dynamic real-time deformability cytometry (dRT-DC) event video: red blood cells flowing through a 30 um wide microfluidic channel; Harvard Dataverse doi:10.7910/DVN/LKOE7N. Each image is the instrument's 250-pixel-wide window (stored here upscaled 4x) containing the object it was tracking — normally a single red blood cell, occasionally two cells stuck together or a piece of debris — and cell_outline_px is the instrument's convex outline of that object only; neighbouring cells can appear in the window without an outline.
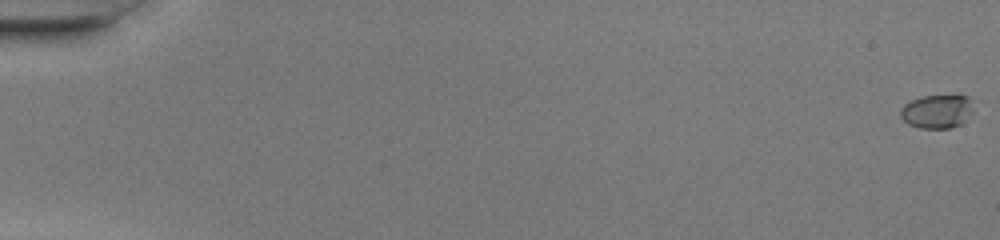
{"species": "common noctule bat (a hibernating species)", "species_latin": "Nyctalus noctula", "temperature_condition": "warm", "stored_images_in_passage": 51, "camera_frame_rate_fps": 3000, "um_per_image_px": 0.085, "animal": {"sex": "female", "body_mass_g": 20.0, "forearm_length_mm": 54.0}, "frame": {"image": 1, "passage_image": 1, "time_ms": 0.0, "image_size_px": [1000, 240], "cell_outline_px": [[972, 112], [960, 124], [948, 128], [920, 128], [908, 124], [900, 116], [900, 108], [904, 104], [920, 96], [952, 92], [956, 92], [968, 96]], "centroid_in_image_um": [79.63, 9.4], "position_along_channel_um": 5.4, "area_um2": 14.74}}
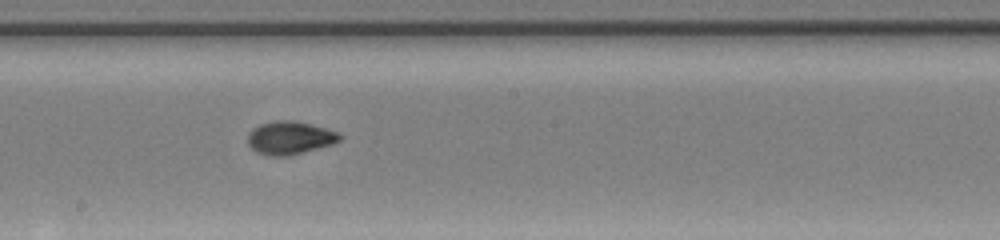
{"frame": {"image": 2, "passage_image": 30, "time_ms": 9.667, "image_size_px": [1000, 240], "cell_outline_px": [[344, 136], [340, 140], [332, 144], [288, 156], [272, 156], [256, 152], [248, 144], [248, 132], [252, 128], [260, 124], [276, 120], [292, 120], [324, 128], [336, 132]], "centroid_in_image_um": [24.6, 11.71], "position_along_channel_um": 223.6, "area_um2": 17.57}}
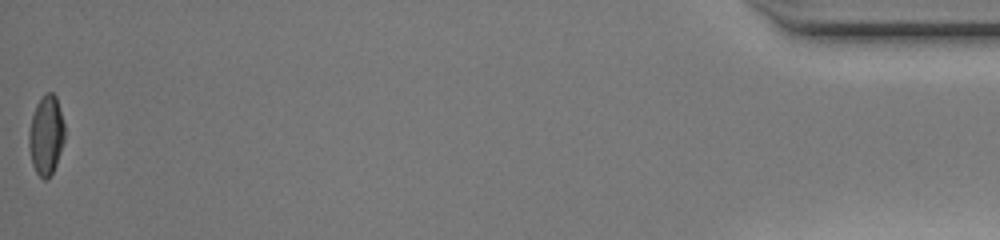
{"frame": {"image": 3, "passage_image": 51, "time_ms": 16.667, "image_size_px": [1000, 240], "cell_outline_px": [[64, 140], [56, 164], [48, 180], [44, 180], [36, 172], [32, 164], [28, 144], [28, 132], [32, 116], [36, 104], [44, 92], [52, 92], [56, 96], [64, 124]], "centroid_in_image_um": [3.9, 11.48], "position_along_channel_um": 431.3, "area_um2": 16.59}, "authors_computed_cell_mechanics": {"area_um2": 16.7042, "velocity_mm_per_s": 4.2549, "shape_relaxation_time_tau1_ms": 4.9344, "shape_relaxation_time_tau2_ms": 1.1087, "deformation_change_tau1": 0.2404, "deformation_change_tau2": 0.0613}}